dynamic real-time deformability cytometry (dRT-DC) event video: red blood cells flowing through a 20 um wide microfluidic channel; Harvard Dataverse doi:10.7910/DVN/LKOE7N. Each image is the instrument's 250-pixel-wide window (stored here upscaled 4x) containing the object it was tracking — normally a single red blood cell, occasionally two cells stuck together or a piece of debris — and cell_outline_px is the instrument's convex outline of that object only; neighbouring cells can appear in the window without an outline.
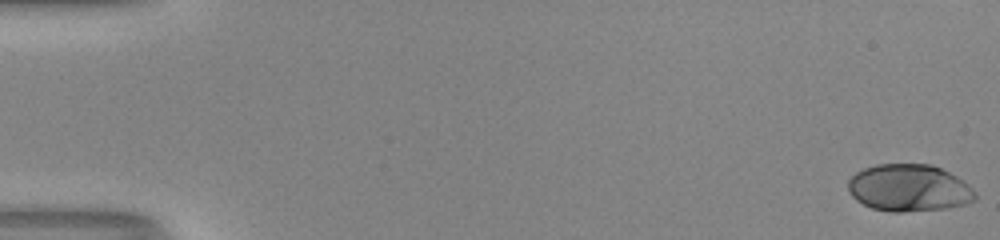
{"species": "human", "species_latin": "Homo sapiens", "temperature_condition": "room temperature", "stored_images_in_passage": 52, "camera_frame_rate_fps": 3000, "um_per_image_px": 0.085, "donor": {"sex": "male"}, "frame": {"image": 1, "passage_image": 1, "time_ms": 0.0, "image_size_px": [1000, 240], "cell_outline_px": [[976, 200], [964, 204], [944, 208], [900, 212], [892, 212], [872, 208], [856, 200], [852, 196], [848, 188], [848, 180], [856, 172], [864, 168], [876, 164], [932, 164], [956, 176], [968, 184], [976, 192]], "centroid_in_image_um": [77.26, 15.97], "position_along_channel_um": 7.7, "area_um2": 34.8}}
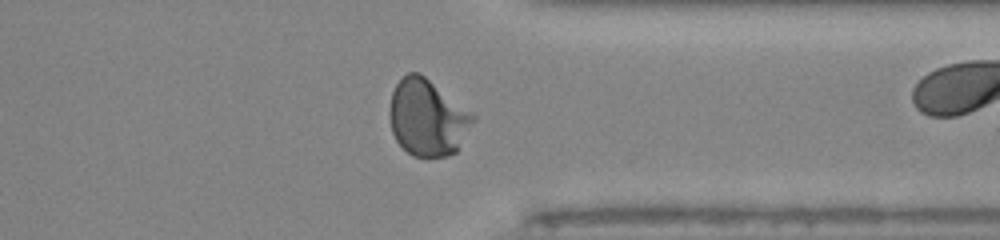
{"frame": {"image": 2, "passage_image": 41, "time_ms": 13.333, "image_size_px": [1000, 240], "cell_outline_px": [[476, 120], [456, 152], [448, 156], [412, 156], [396, 140], [392, 132], [388, 112], [392, 92], [396, 84], [408, 72], [420, 72], [472, 112], [476, 116]], "centroid_in_image_um": [36.34, 9.99], "position_along_channel_um": 375.1, "area_um2": 37.34}}
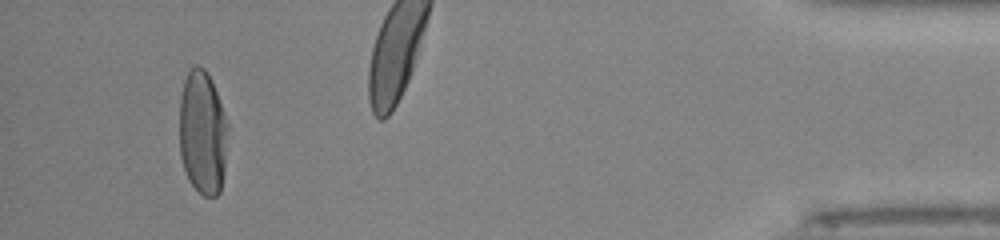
{"frame": {"image": 3, "passage_image": 49, "time_ms": 16.0, "image_size_px": [1000, 240], "cell_outline_px": [[228, 128], [224, 172], [220, 192], [216, 196], [204, 196], [188, 180], [180, 156], [180, 96], [184, 80], [188, 72], [196, 64], [204, 68], [216, 92], [228, 124]], "centroid_in_image_um": [17.21, 11.3], "position_along_channel_um": 418.0, "area_um2": 34.85}, "authors_computed_cell_mechanics": {"area_um2": 34.68, "velocity_mm_per_s": 4.134, "shape_relaxation_time_tau1_ms": 4.1881, "shape_relaxation_time_tau2_ms": null, "deformation_change_tau1": 0.2208, "deformation_change_tau2": null}}